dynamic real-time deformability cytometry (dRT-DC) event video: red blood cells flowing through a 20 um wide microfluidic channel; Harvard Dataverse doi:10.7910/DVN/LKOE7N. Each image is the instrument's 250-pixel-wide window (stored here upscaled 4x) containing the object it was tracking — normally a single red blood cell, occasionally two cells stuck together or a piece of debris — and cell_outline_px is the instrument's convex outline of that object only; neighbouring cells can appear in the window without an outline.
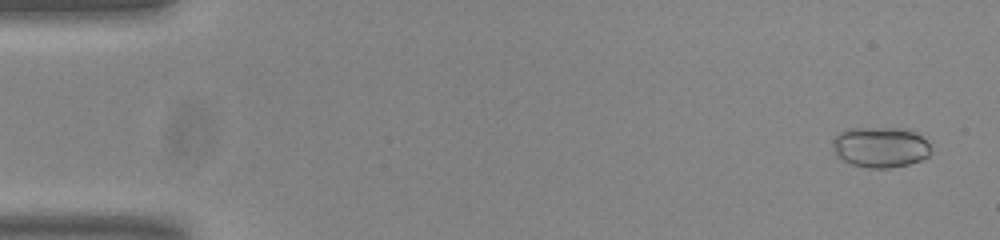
{"species": "common noctule bat (a hibernating species)", "species_latin": "Nyctalus noctula", "temperature_condition": "room temperature", "stored_images_in_passage": 52, "camera_frame_rate_fps": 3000, "um_per_image_px": 0.085, "animal": {"sex": "male", "body_mass_g": 20.0, "forearm_length_mm": 53.3}, "frame": {"image": 1, "passage_image": 3, "time_ms": 0.667, "image_size_px": [1000, 240], "cell_outline_px": [[932, 152], [928, 156], [920, 160], [908, 164], [888, 168], [868, 168], [852, 164], [844, 160], [836, 152], [832, 140], [840, 132], [848, 128], [908, 128], [920, 136], [928, 144]], "centroid_in_image_um": [74.85, 12.5], "position_along_channel_um": 10.1, "area_um2": 23.0}}
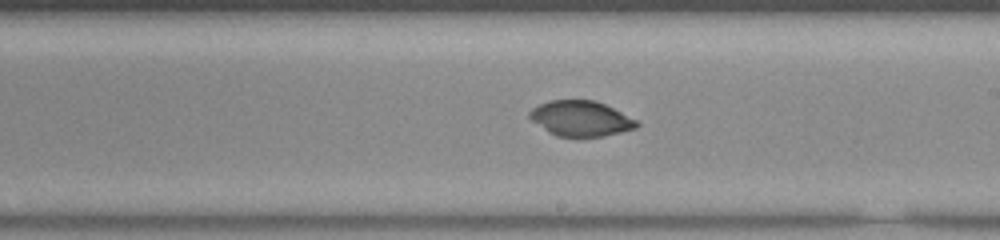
{"frame": {"image": 2, "passage_image": 32, "time_ms": 10.333, "image_size_px": [1000, 240], "cell_outline_px": [[640, 124], [636, 128], [604, 136], [556, 136], [548, 132], [532, 120], [528, 116], [528, 112], [532, 108], [548, 100], [596, 100], [636, 120]], "centroid_in_image_um": [49.34, 10.07], "position_along_channel_um": 239.7, "area_um2": 21.85}}
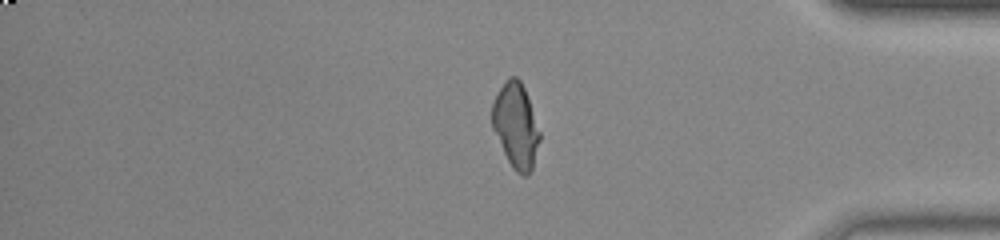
{"frame": {"image": 3, "passage_image": 46, "time_ms": 15.0, "image_size_px": [1000, 240], "cell_outline_px": [[540, 140], [532, 168], [528, 176], [524, 176], [516, 172], [512, 168], [492, 128], [492, 104], [504, 80], [508, 76], [516, 76], [520, 80], [524, 88], [540, 132]], "centroid_in_image_um": [43.84, 10.67], "position_along_channel_um": 391.4, "area_um2": 23.29}}